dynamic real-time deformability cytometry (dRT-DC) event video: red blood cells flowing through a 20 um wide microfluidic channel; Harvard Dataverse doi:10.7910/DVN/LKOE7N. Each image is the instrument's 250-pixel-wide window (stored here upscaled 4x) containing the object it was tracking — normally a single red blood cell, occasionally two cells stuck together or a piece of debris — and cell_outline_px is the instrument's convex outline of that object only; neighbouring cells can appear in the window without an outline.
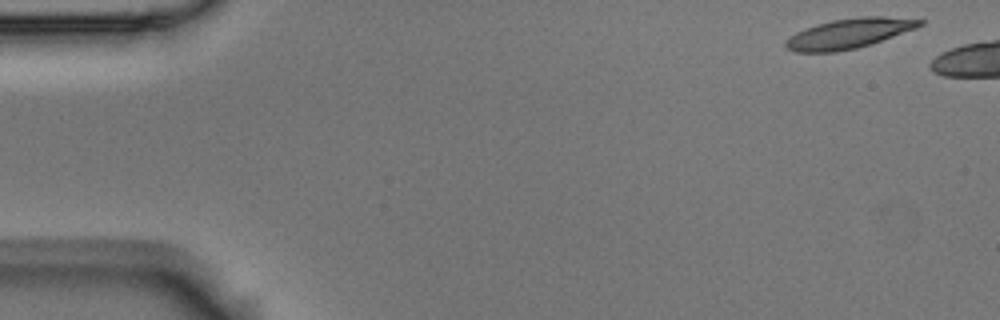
{"species": "Egyptian fruit bat (a non-hibernating species)", "species_latin": "Rousettus aegyptiacus", "temperature_condition": "room temperature", "stored_images_in_passage": 3, "camera_frame_rate_fps": 3000, "um_per_image_px": 0.085, "animal": {"sex": "male"}, "frame": {"image": 1, "passage_image": 1, "time_ms": 0.0, "image_size_px": [1000, 320], "cell_outline_px": [[924, 24], [916, 28], [872, 44], [856, 48], [836, 52], [796, 52], [784, 48], [784, 44], [796, 32], [804, 28], [816, 24], [832, 20], [860, 16], [884, 16], [924, 20]], "centroid_in_image_um": [72.17, 2.84], "position_along_channel_um": 12.8, "area_um2": 23.41}}